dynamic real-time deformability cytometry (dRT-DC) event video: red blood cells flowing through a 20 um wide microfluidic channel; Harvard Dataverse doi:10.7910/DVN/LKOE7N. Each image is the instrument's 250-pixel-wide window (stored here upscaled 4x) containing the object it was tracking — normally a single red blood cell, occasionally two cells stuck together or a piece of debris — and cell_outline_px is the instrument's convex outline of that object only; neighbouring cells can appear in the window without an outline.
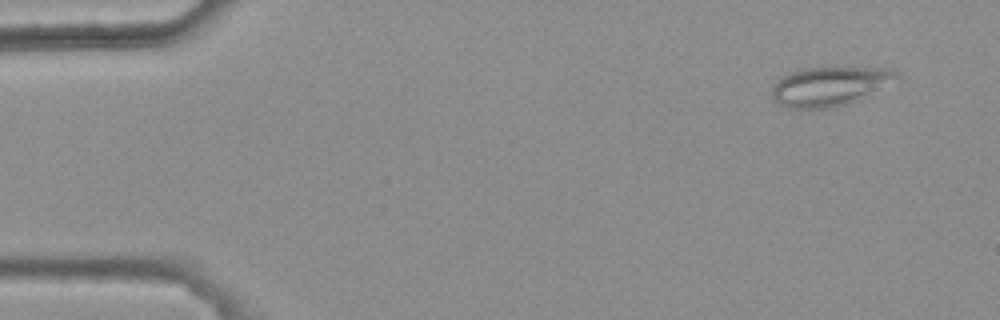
{"species": "common noctule bat (a hibernating species)", "species_latin": "Nyctalus noctula", "temperature_condition": "warm", "stored_images_in_passage": 4, "camera_frame_rate_fps": 3000, "um_per_image_px": 0.085, "animal": {"sex": "female", "body_mass_g": 25.1}, "frame": {"image": 1, "passage_image": 1, "time_ms": 0.0, "image_size_px": [1000, 320], "cell_outline_px": [[900, 80], [860, 100], [848, 104], [828, 108], [788, 108], [772, 100], [772, 88], [776, 80], [780, 76], [800, 68], [828, 64], [832, 64], [892, 68], [900, 72]], "centroid_in_image_um": [70.62, 7.25], "position_along_channel_um": 14.4, "area_um2": 30.46}}